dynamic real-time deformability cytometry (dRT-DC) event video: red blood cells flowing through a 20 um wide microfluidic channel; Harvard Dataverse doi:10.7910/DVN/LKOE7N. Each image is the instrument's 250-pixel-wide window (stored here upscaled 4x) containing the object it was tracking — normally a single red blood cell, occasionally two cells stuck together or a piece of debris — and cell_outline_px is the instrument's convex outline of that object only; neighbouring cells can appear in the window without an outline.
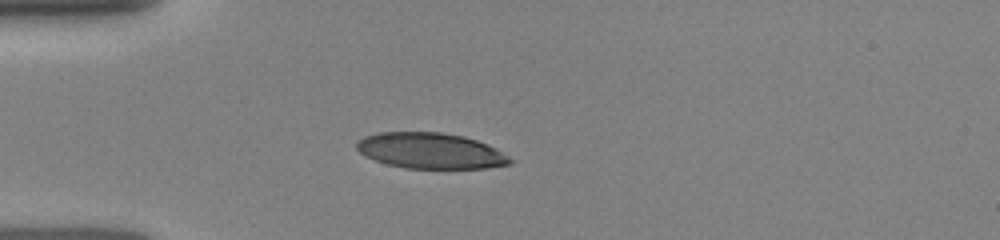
{"species": "human", "species_latin": "Homo sapiens", "temperature_condition": "room temperature", "stored_images_in_passage": 4, "camera_frame_rate_fps": 3000, "um_per_image_px": 0.085, "donor": {"sex": "female"}, "frame": {"image": 1, "passage_image": 1, "time_ms": 0.0, "image_size_px": [1000, 240], "cell_outline_px": [[512, 164], [488, 168], [404, 168], [388, 164], [364, 156], [356, 148], [356, 140], [364, 136], [380, 132], [440, 132], [464, 136], [488, 144], [508, 156], [512, 160]], "centroid_in_image_um": [36.58, 12.81], "position_along_channel_um": 48.4, "area_um2": 32.02}}
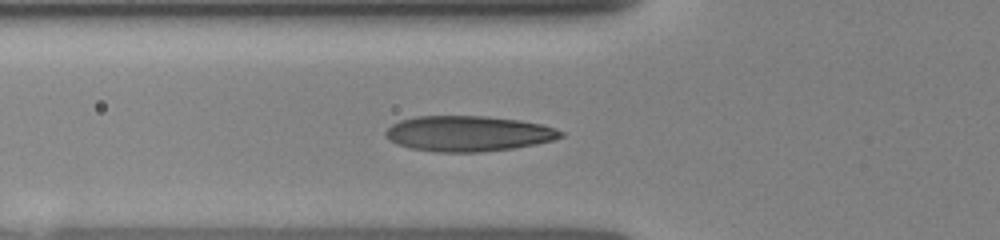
{"frame": {"image": 2, "passage_image": 4, "time_ms": 1.333, "image_size_px": [1000, 240], "cell_outline_px": [[564, 136], [552, 140], [536, 144], [512, 148], [484, 152], [436, 152], [412, 148], [396, 144], [388, 140], [384, 136], [384, 132], [392, 124], [400, 120], [416, 116], [484, 116], [520, 120], [540, 124], [556, 128], [564, 132]], "centroid_in_image_um": [39.78, 11.35], "position_along_channel_um": 86.0, "area_um2": 36.36}}